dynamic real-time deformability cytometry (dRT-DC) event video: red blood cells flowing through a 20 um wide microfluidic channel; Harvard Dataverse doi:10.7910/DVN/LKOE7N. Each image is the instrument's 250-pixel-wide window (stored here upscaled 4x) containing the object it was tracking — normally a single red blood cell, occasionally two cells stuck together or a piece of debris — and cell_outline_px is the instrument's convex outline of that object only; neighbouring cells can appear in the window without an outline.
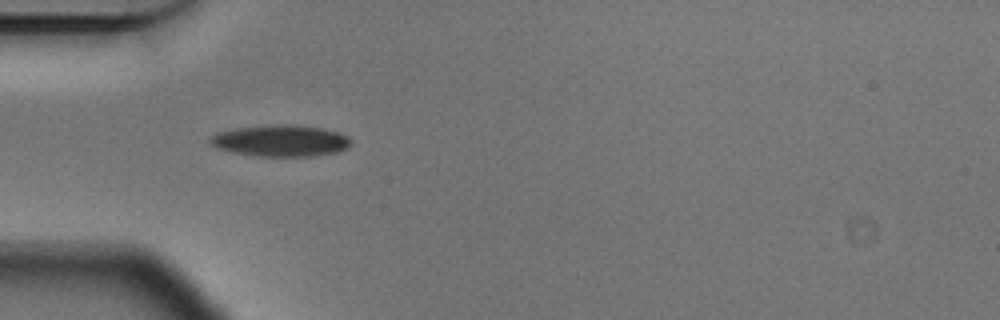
{"species": "Egyptian fruit bat (a non-hibernating species)", "species_latin": "Rousettus aegyptiacus", "temperature_condition": "cold", "stored_images_in_passage": 4, "camera_frame_rate_fps": 3000, "um_per_image_px": 0.085, "animal": {"sex": "male"}, "frame": {"image": 1, "passage_image": 1, "time_ms": 0.0, "image_size_px": [1000, 320], "cell_outline_px": [[352, 144], [348, 148], [336, 152], [312, 156], [256, 156], [216, 148], [208, 144], [208, 140], [216, 132], [236, 128], [268, 124], [292, 124], [324, 128], [348, 136], [352, 140]], "centroid_in_image_um": [23.85, 11.95], "position_along_channel_um": 61.2, "area_um2": 26.13}}